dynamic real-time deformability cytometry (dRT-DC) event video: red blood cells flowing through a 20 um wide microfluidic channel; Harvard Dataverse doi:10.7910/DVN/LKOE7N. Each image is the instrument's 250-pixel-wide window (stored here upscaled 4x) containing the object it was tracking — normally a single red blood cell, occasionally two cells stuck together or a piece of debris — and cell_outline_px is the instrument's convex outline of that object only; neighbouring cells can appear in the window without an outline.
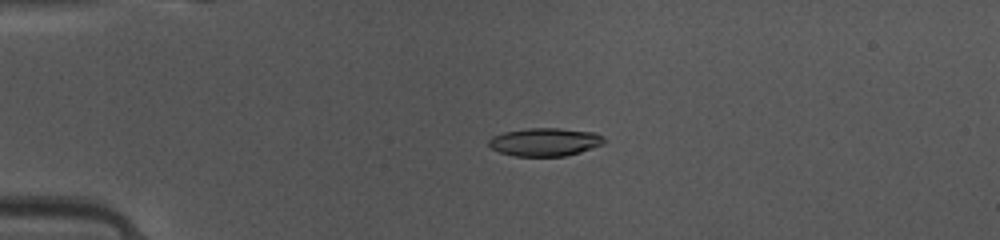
{"species": "common noctule bat (a hibernating species)", "species_latin": "Nyctalus noctula", "temperature_condition": "warm", "stored_images_in_passage": 42, "camera_frame_rate_fps": 3000, "um_per_image_px": 0.085, "animal": {"sex": "female", "body_mass_g": 10.0, "forearm_length_mm": 53.1}, "frame": {"image": 1, "passage_image": 5, "time_ms": 1.333, "image_size_px": [1000, 240], "cell_outline_px": [[604, 140], [600, 144], [580, 152], [564, 156], [516, 156], [500, 152], [492, 148], [488, 144], [488, 140], [492, 136], [504, 132], [528, 128], [560, 128], [596, 132], [604, 136]], "centroid_in_image_um": [46.3, 12.06], "position_along_channel_um": 38.7, "area_um2": 18.79}}
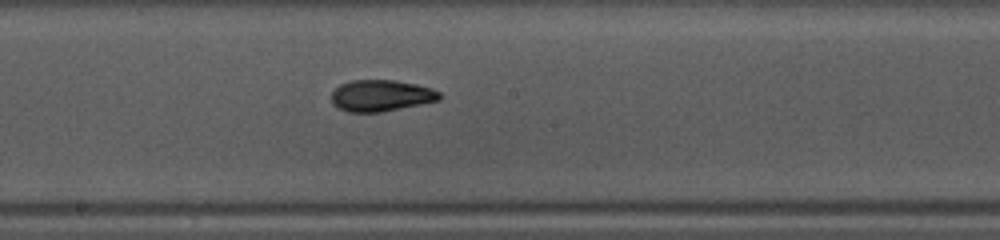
{"frame": {"image": 2, "passage_image": 20, "time_ms": 6.333, "image_size_px": [1000, 240], "cell_outline_px": [[440, 100], [384, 112], [348, 112], [332, 104], [332, 92], [340, 84], [352, 80], [396, 80], [416, 84], [432, 88], [440, 92]], "centroid_in_image_um": [32.4, 8.13], "position_along_channel_um": 215.8, "area_um2": 19.88}}
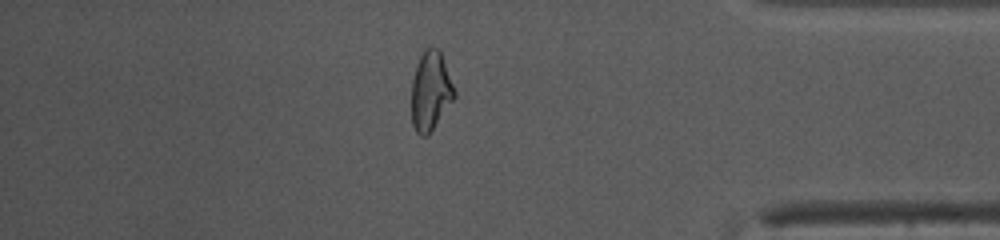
{"frame": {"image": 3, "passage_image": 35, "time_ms": 11.333, "image_size_px": [1000, 240], "cell_outline_px": [[456, 96], [428, 136], [420, 136], [416, 132], [412, 124], [412, 80], [416, 64], [424, 48], [436, 48], [440, 52], [456, 92]], "centroid_in_image_um": [36.59, 7.77], "position_along_channel_um": 398.6, "area_um2": 19.65}, "authors_computed_cell_mechanics": {"area_um2": 19.5653, "velocity_mm_per_s": 4.1545, "shape_relaxation_time_tau1_ms": 5.6284, "shape_relaxation_time_tau2_ms": 2.9531, "deformation_change_tau1": 0.1941, "deformation_change_tau2": 0.0785}}